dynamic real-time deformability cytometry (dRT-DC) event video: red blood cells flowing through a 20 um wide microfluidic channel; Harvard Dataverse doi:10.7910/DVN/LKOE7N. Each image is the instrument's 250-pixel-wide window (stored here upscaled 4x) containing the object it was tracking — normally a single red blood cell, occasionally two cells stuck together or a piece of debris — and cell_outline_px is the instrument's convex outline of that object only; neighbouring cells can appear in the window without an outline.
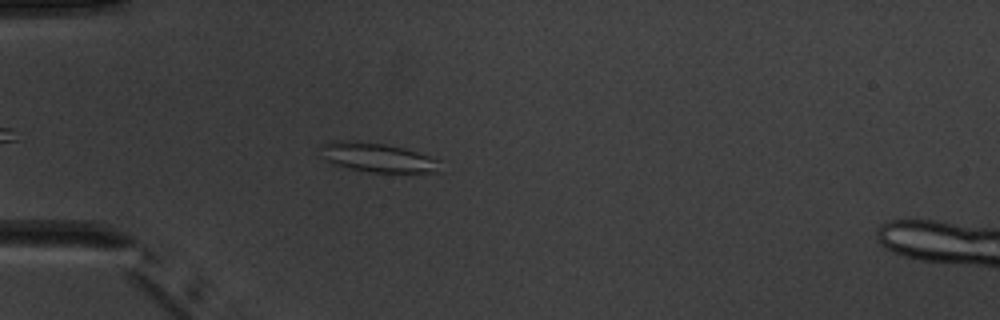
{"species": "common noctule bat (a hibernating species)", "species_latin": "Nyctalus noctula", "temperature_condition": "warm", "stored_images_in_passage": 8, "camera_frame_rate_fps": 3000, "um_per_image_px": 0.085, "animal": {"sex": "male", "body_mass_g": 20.1, "forearm_length_mm": 53.5}, "frame": {"image": 1, "passage_image": 6, "time_ms": 5.667, "image_size_px": [1000, 320], "cell_outline_px": [[444, 172], [372, 172], [348, 168], [332, 164], [320, 156], [324, 144], [332, 140], [356, 140], [384, 144], [404, 148], [440, 160]], "centroid_in_image_um": [32.11, 13.39], "position_along_channel_um": 52.9, "area_um2": 20.52}}
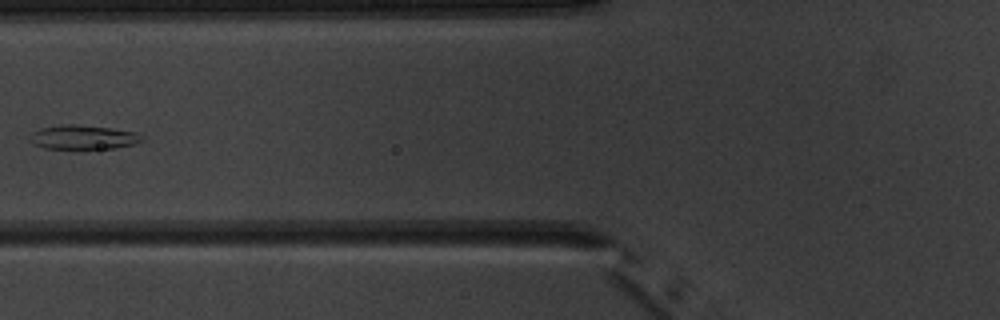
{"frame": {"image": 2, "passage_image": 8, "time_ms": 7.667, "image_size_px": [1000, 320], "cell_outline_px": [[144, 140], [136, 144], [112, 148], [44, 148], [32, 144], [28, 140], [28, 136], [32, 132], [40, 128], [64, 124], [76, 124], [112, 128], [136, 132], [144, 136]], "centroid_in_image_um": [7.06, 11.65], "position_along_channel_um": 118.7, "area_um2": 15.95}}